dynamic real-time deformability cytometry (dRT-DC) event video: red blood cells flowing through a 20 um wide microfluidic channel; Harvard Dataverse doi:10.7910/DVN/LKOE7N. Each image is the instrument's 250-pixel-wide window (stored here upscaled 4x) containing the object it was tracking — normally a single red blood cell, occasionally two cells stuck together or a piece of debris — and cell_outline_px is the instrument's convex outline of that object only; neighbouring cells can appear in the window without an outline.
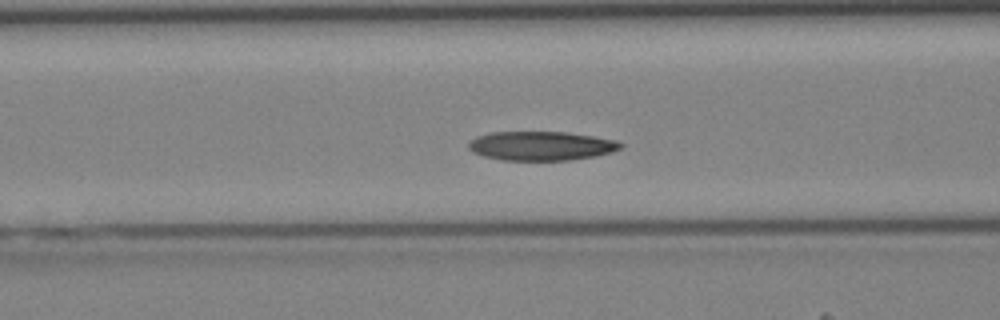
{"species": "Egyptian fruit bat (a non-hibernating species)", "species_latin": "Rousettus aegyptiacus", "temperature_condition": "cold", "stored_images_in_passage": 42, "camera_frame_rate_fps": 3000, "um_per_image_px": 0.085, "animal": {"sex": "female"}, "frame": {"image": 1, "passage_image": 17, "time_ms": 5.333, "image_size_px": [1000, 320], "cell_outline_px": [[624, 144], [620, 148], [612, 152], [596, 156], [572, 160], [500, 160], [484, 156], [472, 152], [468, 148], [468, 144], [476, 136], [492, 132], [568, 132], [616, 140]], "centroid_in_image_um": [46.0, 12.4], "position_along_channel_um": 120.6, "area_um2": 25.84}}
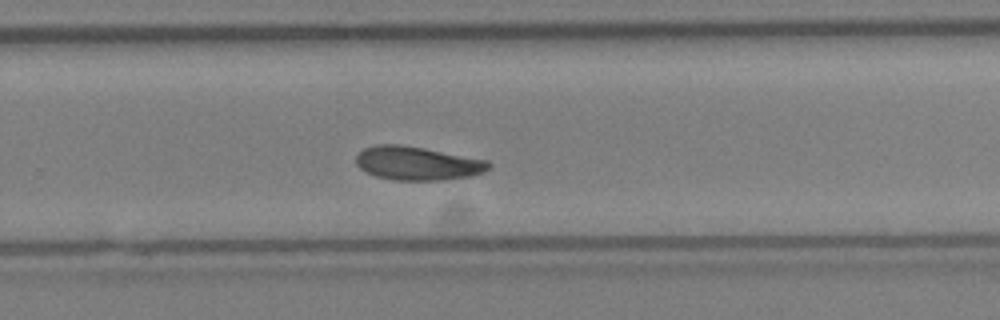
{"frame": {"image": 2, "passage_image": 28, "time_ms": 9.0, "image_size_px": [1000, 320], "cell_outline_px": [[492, 164], [484, 172], [468, 176], [444, 180], [392, 180], [376, 176], [364, 172], [356, 164], [356, 156], [364, 148], [376, 144], [400, 144], [424, 148], [488, 160]], "centroid_in_image_um": [35.45, 13.88], "position_along_channel_um": 294.3, "area_um2": 26.07}}
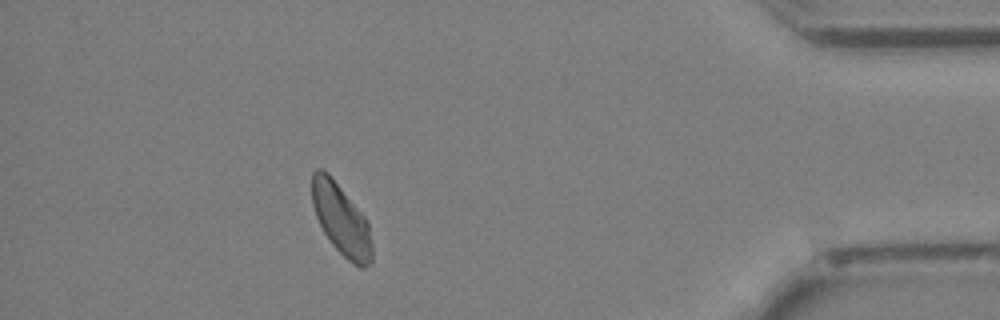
{"frame": {"image": 3, "passage_image": 38, "time_ms": 12.333, "image_size_px": [1000, 320], "cell_outline_px": [[372, 264], [364, 268], [360, 268], [352, 264], [332, 244], [324, 232], [316, 216], [312, 204], [312, 172], [316, 168], [324, 168], [328, 172], [364, 216], [368, 224], [372, 244]], "centroid_in_image_um": [29.0, 18.67], "position_along_channel_um": 406.2, "area_um2": 24.85}}